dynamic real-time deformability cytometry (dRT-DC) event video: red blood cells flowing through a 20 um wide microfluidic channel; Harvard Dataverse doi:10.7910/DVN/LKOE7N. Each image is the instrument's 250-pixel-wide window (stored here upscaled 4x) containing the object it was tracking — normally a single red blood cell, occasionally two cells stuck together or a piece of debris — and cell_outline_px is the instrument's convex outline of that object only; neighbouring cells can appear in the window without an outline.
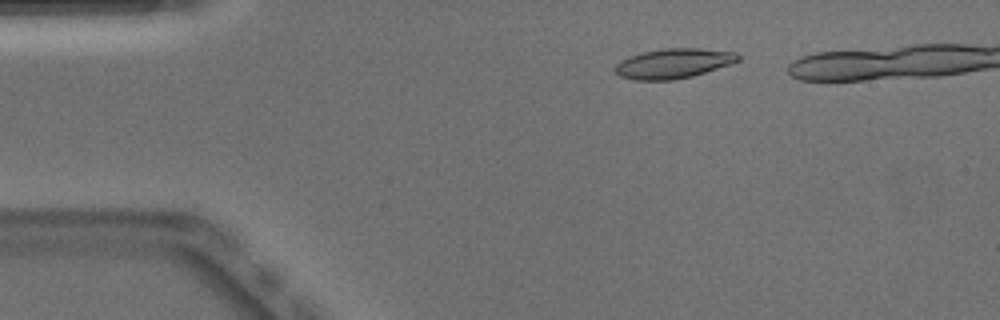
{"species": "Egyptian fruit bat (a non-hibernating species)", "species_latin": "Rousettus aegyptiacus", "temperature_condition": "warm", "stored_images_in_passage": 34, "camera_frame_rate_fps": 3000, "um_per_image_px": 0.085, "animal": {"sex": "male"}, "frame": {"image": 1, "passage_image": 1, "time_ms": 0.0, "image_size_px": [1000, 320], "cell_outline_px": [[740, 60], [732, 64], [692, 76], [672, 80], [636, 80], [620, 76], [616, 72], [616, 64], [620, 60], [628, 56], [640, 52], [664, 48], [700, 48], [736, 52], [740, 56]], "centroid_in_image_um": [57.25, 5.38], "position_along_channel_um": 27.7, "area_um2": 21.5}}
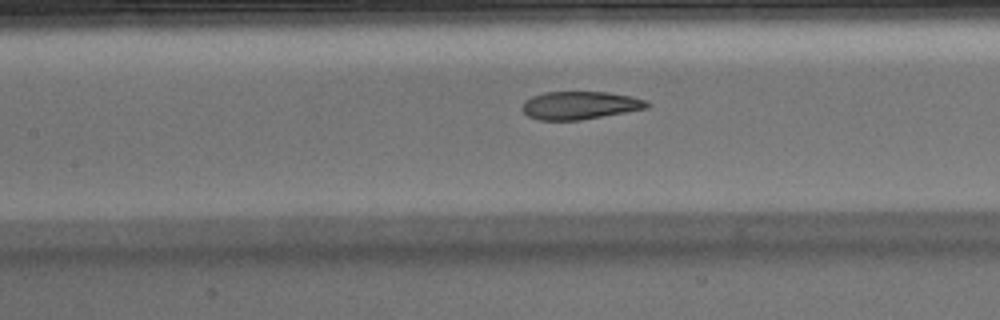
{"frame": {"image": 2, "passage_image": 15, "time_ms": 4.667, "image_size_px": [1000, 320], "cell_outline_px": [[648, 108], [580, 120], [540, 120], [528, 116], [520, 108], [524, 100], [532, 96], [544, 92], [608, 92], [632, 96], [648, 100]], "centroid_in_image_um": [49.27, 8.95], "position_along_channel_um": 158.1, "area_um2": 20.4}}
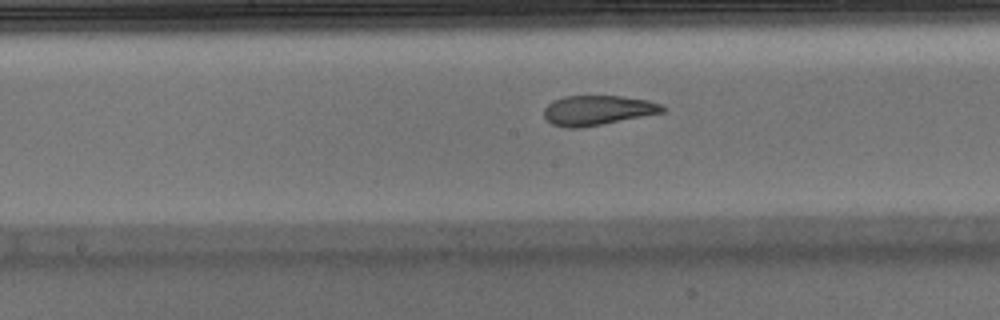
{"frame": {"image": 3, "passage_image": 18, "time_ms": 5.667, "image_size_px": [1000, 320], "cell_outline_px": [[664, 112], [580, 128], [568, 128], [552, 124], [544, 116], [544, 108], [552, 100], [564, 96], [620, 96], [648, 100], [660, 104], [664, 108]], "centroid_in_image_um": [50.75, 9.37], "position_along_channel_um": 197.4, "area_um2": 20.35}}